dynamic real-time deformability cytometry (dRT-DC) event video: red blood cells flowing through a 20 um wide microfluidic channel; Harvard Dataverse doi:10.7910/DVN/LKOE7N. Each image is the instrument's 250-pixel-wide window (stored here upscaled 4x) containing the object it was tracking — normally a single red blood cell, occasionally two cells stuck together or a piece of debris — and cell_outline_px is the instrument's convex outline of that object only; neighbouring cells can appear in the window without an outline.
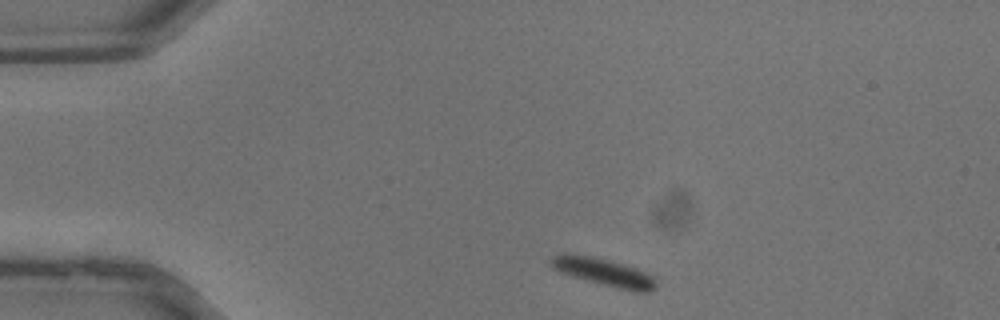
{"species": "common noctule bat (a hibernating species)", "species_latin": "Nyctalus noctula", "temperature_condition": "warm", "stored_images_in_passage": 33, "camera_frame_rate_fps": 3000, "um_per_image_px": 0.085, "animal": {"sex": "male", "body_mass_g": 13.3}, "frame": {"image": 1, "passage_image": 1, "time_ms": 0.0, "image_size_px": [1000, 320], "cell_outline_px": [[656, 288], [648, 292], [636, 292], [572, 276], [560, 272], [552, 268], [548, 264], [548, 260], [552, 256], [564, 252], [568, 252], [592, 256], [624, 264], [636, 268], [652, 276], [656, 280]], "centroid_in_image_um": [51.25, 23.1], "position_along_channel_um": 33.8, "area_um2": 16.99}}
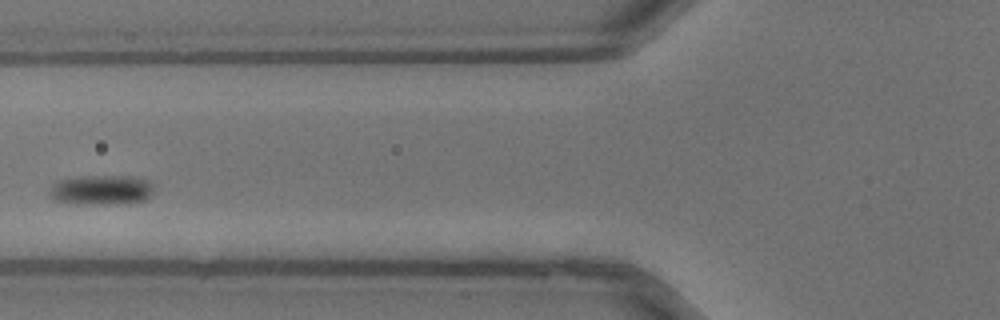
{"frame": {"image": 2, "passage_image": 9, "time_ms": 2.667, "image_size_px": [1000, 320], "cell_outline_px": [[156, 184], [152, 192], [144, 200], [108, 204], [76, 204], [56, 200], [48, 196], [48, 192], [52, 184], [56, 180], [80, 176], [136, 176], [148, 180]], "centroid_in_image_um": [8.59, 16.12], "position_along_channel_um": 117.2, "area_um2": 18.38}}
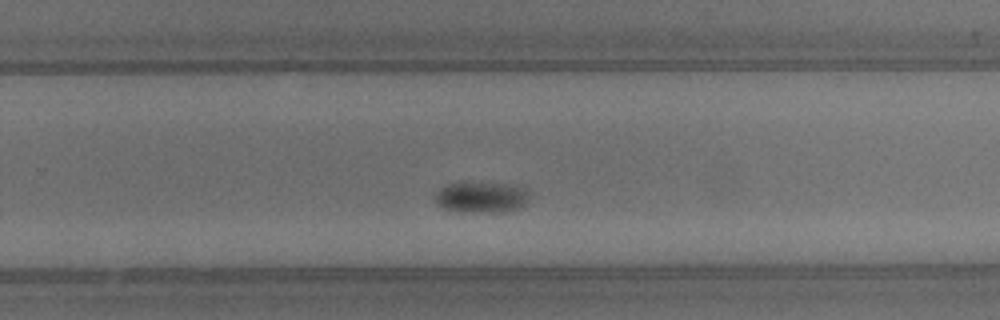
{"frame": {"image": 3, "passage_image": 19, "time_ms": 6.0, "image_size_px": [1000, 320], "cell_outline_px": [[528, 196], [524, 204], [516, 208], [504, 212], [456, 212], [444, 208], [432, 196], [440, 188], [448, 184], [504, 184], [524, 188], [528, 192]], "centroid_in_image_um": [40.87, 16.8], "position_along_channel_um": 288.9, "area_um2": 16.47}}